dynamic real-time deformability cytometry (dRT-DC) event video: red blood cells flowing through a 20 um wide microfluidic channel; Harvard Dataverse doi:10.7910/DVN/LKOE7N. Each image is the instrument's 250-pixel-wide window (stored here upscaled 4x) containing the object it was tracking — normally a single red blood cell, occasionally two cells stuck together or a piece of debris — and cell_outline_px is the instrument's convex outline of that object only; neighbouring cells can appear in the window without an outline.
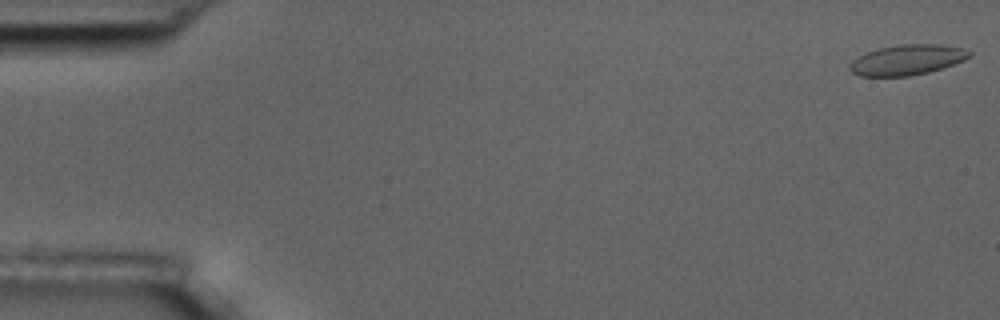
{"species": "common noctule bat (a hibernating species)", "species_latin": "Nyctalus noctula", "temperature_condition": "room temperature", "stored_images_in_passage": 14, "camera_frame_rate_fps": 3000, "um_per_image_px": 0.085, "animal": {"sex": "male", "body_mass_g": 17.5, "forearm_length_mm": 52.3}, "frame": {"image": 1, "passage_image": 1, "time_ms": 0.0, "image_size_px": [1000, 320], "cell_outline_px": [[972, 56], [964, 60], [928, 72], [908, 76], [860, 76], [852, 72], [848, 68], [848, 64], [852, 60], [868, 52], [880, 48], [900, 44], [940, 44], [964, 48], [972, 52]], "centroid_in_image_um": [77.11, 5.08], "position_along_channel_um": 7.9, "area_um2": 21.04}}